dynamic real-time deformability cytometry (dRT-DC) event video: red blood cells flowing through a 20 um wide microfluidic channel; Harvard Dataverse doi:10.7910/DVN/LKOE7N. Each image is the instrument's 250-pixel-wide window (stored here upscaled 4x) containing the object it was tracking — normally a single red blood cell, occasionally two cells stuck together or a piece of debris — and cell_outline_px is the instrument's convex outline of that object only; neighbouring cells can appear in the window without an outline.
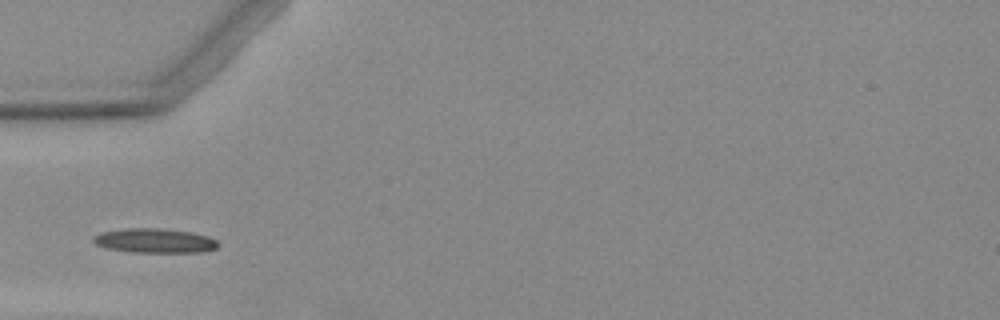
{"species": "Egyptian fruit bat (a non-hibernating species)", "species_latin": "Rousettus aegyptiacus", "temperature_condition": "warm", "stored_images_in_passage": 3, "camera_frame_rate_fps": 3000, "um_per_image_px": 0.085, "animal": {"sex": "female"}, "frame": {"image": 1, "passage_image": 2, "time_ms": 1.333, "image_size_px": [1000, 320], "cell_outline_px": [[220, 244], [216, 248], [204, 252], [132, 252], [108, 248], [96, 244], [92, 240], [92, 236], [100, 232], [124, 228], [160, 228], [192, 232], [208, 236], [216, 240]], "centroid_in_image_um": [13.15, 20.45], "position_along_channel_um": 71.9, "area_um2": 17.86}}
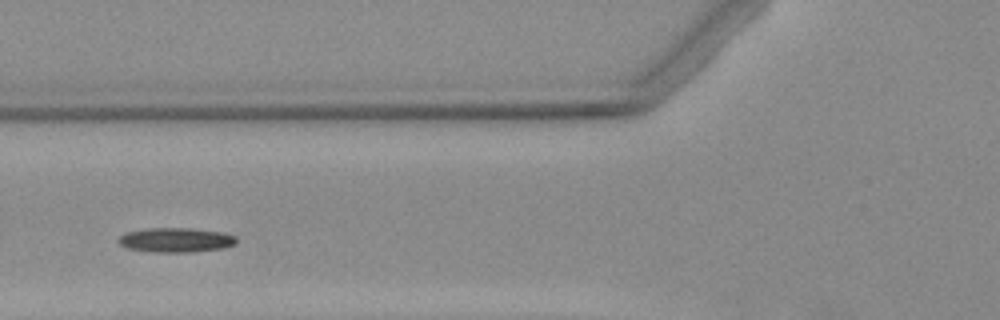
{"frame": {"image": 2, "passage_image": 3, "time_ms": 2.333, "image_size_px": [1000, 320], "cell_outline_px": [[236, 244], [224, 248], [192, 252], [152, 252], [128, 248], [120, 244], [116, 240], [120, 236], [128, 232], [148, 228], [192, 228], [224, 232], [236, 236]], "centroid_in_image_um": [14.98, 20.4], "position_along_channel_um": 110.8, "area_um2": 16.94}}